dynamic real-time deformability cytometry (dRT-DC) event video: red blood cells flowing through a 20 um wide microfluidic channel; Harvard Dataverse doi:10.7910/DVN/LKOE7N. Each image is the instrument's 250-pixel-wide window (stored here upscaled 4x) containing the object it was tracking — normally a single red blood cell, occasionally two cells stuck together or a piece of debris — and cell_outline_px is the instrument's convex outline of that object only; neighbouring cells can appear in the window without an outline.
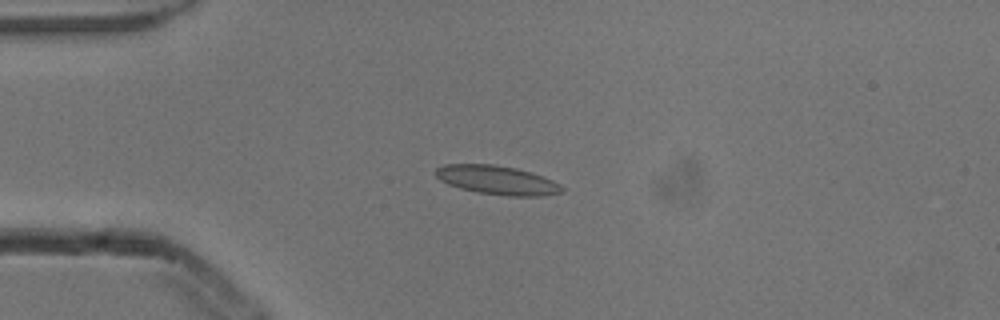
{"species": "common noctule bat (a hibernating species)", "species_latin": "Nyctalus noctula", "temperature_condition": "cold", "stored_images_in_passage": 6, "camera_frame_rate_fps": 3000, "um_per_image_px": 0.085, "animal": {"sex": "male", "body_mass_g": 13.3}, "frame": {"image": 1, "passage_image": 4, "time_ms": 1.0, "image_size_px": [1000, 320], "cell_outline_px": [[564, 192], [544, 196], [508, 196], [476, 192], [460, 188], [448, 184], [440, 180], [436, 176], [436, 168], [444, 164], [492, 164], [516, 168], [532, 172], [552, 180], [560, 184], [564, 188]], "centroid_in_image_um": [42.28, 15.31], "position_along_channel_um": 42.7, "area_um2": 21.39}}
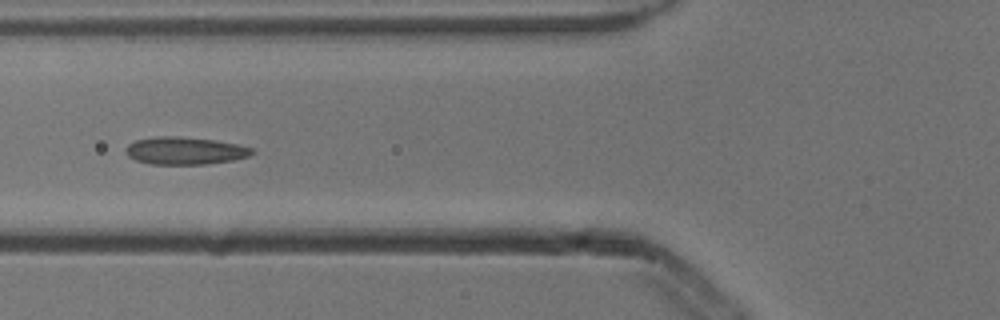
{"frame": {"image": 2, "passage_image": 6, "time_ms": 1.667, "image_size_px": [1000, 320], "cell_outline_px": [[256, 152], [248, 156], [232, 160], [204, 164], [148, 164], [136, 160], [128, 156], [124, 152], [124, 148], [128, 144], [136, 140], [156, 136], [176, 136], [216, 140], [236, 144], [252, 148]], "centroid_in_image_um": [15.68, 12.81], "position_along_channel_um": 110.1, "area_um2": 20.29}}